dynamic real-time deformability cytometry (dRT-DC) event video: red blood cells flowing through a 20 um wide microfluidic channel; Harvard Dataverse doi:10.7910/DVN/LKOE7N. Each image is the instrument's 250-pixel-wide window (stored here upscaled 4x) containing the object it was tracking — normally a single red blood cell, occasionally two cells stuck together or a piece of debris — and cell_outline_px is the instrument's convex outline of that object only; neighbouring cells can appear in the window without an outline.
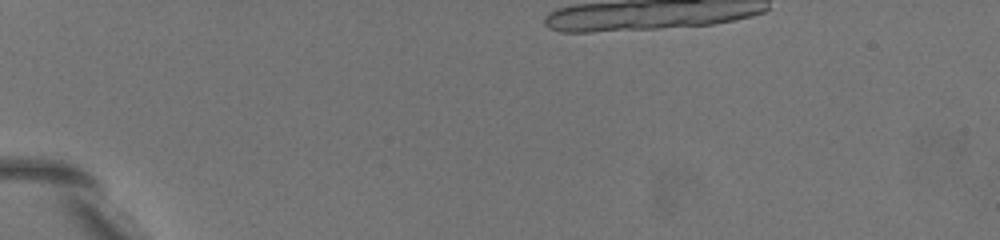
{"species": "common noctule bat (a hibernating species)", "species_latin": "Nyctalus noctula", "temperature_condition": "warm", "stored_images_in_passage": 1, "camera_frame_rate_fps": 3000, "um_per_image_px": 0.085, "animal": {"sex": "female", "body_mass_g": 19.5, "forearm_length_mm": 54.1}, "frame": {"image": 1, "passage_image": 1, "time_ms": 0.0, "image_size_px": [1000, 240], "cell_outline_px": [[180, 208], [172, 212], [120, 168], [116, 164], [88, 132], [104, 132], [120, 136], [136, 148], [160, 172], [176, 200]], "centroid_in_image_um": [11.62, 14.22], "position_along_channel_um": 73.4, "area_um2": 15.95}}